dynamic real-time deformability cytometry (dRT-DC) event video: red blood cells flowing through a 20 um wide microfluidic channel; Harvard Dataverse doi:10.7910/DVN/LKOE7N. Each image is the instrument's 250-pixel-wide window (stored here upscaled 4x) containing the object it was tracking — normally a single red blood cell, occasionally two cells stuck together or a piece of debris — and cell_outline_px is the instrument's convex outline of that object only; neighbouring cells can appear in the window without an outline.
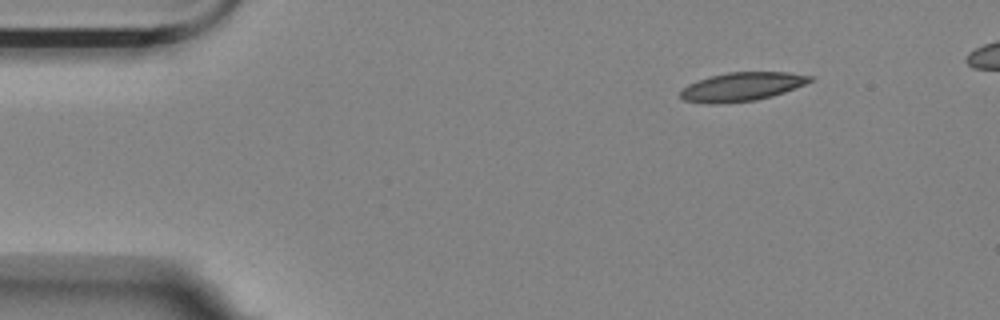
{"species": "Egyptian fruit bat (a non-hibernating species)", "species_latin": "Rousettus aegyptiacus", "temperature_condition": "room temperature", "stored_images_in_passage": 4, "camera_frame_rate_fps": 3000, "um_per_image_px": 0.085, "animal": {"sex": "female"}, "frame": {"image": 1, "passage_image": 1, "time_ms": 0.0, "image_size_px": [1000, 320], "cell_outline_px": [[812, 80], [804, 84], [784, 92], [772, 96], [756, 100], [716, 104], [708, 104], [684, 100], [680, 96], [680, 92], [688, 84], [708, 76], [728, 72], [788, 72], [812, 76]], "centroid_in_image_um": [63.03, 7.37], "position_along_channel_um": 22.0, "area_um2": 21.56}}